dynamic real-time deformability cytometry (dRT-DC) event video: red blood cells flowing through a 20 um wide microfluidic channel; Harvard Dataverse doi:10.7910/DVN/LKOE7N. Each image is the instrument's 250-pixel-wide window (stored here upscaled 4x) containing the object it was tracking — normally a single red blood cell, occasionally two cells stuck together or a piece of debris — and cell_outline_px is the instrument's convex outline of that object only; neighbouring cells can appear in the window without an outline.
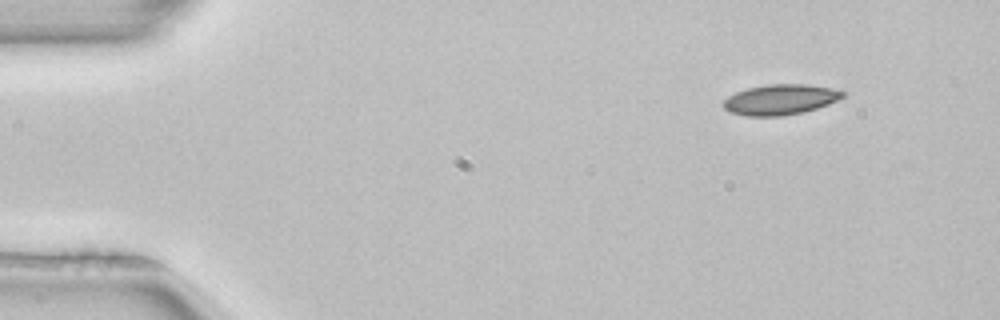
{"species": "common noctule bat (a hibernating species)", "species_latin": "Nyctalus noctula", "temperature_condition": "room temperature", "stored_images_in_passage": 47, "camera_frame_rate_fps": 3000, "um_per_image_px": 0.085, "animal": {"sex": "female", "body_mass_g": 22.7, "forearm_length_mm": 54.2}, "frame": {"image": 1, "passage_image": 1, "time_ms": 0.0, "image_size_px": [1000, 320], "cell_outline_px": [[848, 92], [844, 96], [828, 104], [804, 112], [780, 116], [744, 116], [728, 112], [724, 108], [724, 100], [728, 96], [736, 92], [748, 88], [768, 84], [808, 84], [832, 88]], "centroid_in_image_um": [66.33, 8.46], "position_along_channel_um": 18.7, "area_um2": 21.21}}
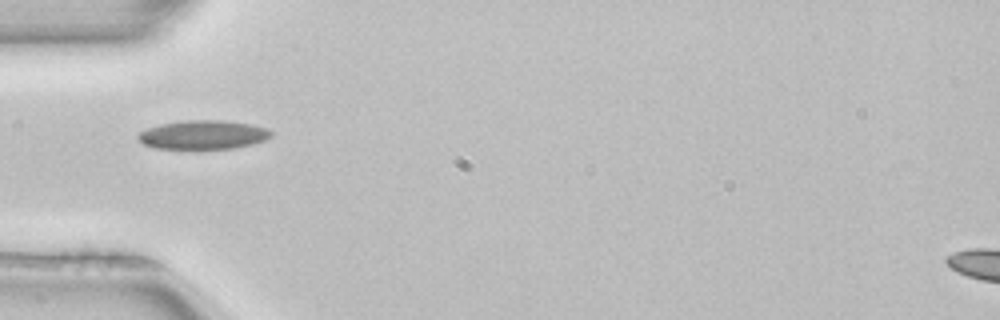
{"frame": {"image": 2, "passage_image": 12, "time_ms": 3.667, "image_size_px": [1000, 320], "cell_outline_px": [[272, 136], [264, 140], [252, 144], [232, 148], [152, 148], [144, 144], [136, 136], [140, 132], [148, 128], [160, 124], [188, 120], [224, 120], [252, 124], [264, 128], [272, 132]], "centroid_in_image_um": [17.26, 11.44], "position_along_channel_um": 67.7, "area_um2": 22.14}}
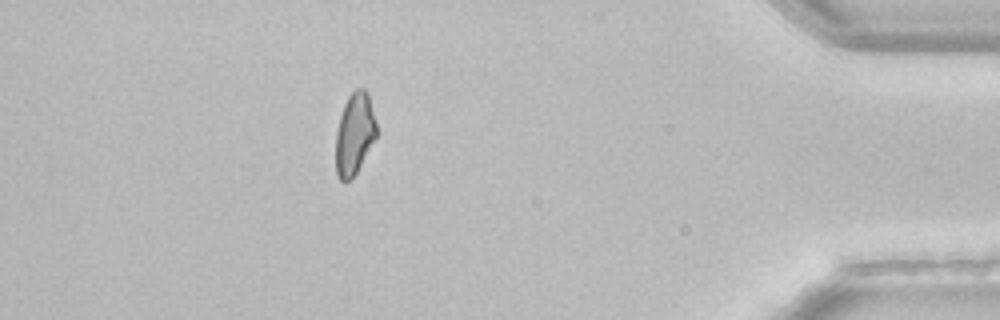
{"frame": {"image": 3, "passage_image": 41, "time_ms": 13.333, "image_size_px": [1000, 320], "cell_outline_px": [[376, 140], [352, 180], [344, 184], [340, 180], [336, 172], [336, 132], [340, 116], [344, 104], [348, 96], [356, 88], [364, 88], [368, 92], [376, 124]], "centroid_in_image_um": [30.14, 11.42], "position_along_channel_um": 405.1, "area_um2": 19.71}}